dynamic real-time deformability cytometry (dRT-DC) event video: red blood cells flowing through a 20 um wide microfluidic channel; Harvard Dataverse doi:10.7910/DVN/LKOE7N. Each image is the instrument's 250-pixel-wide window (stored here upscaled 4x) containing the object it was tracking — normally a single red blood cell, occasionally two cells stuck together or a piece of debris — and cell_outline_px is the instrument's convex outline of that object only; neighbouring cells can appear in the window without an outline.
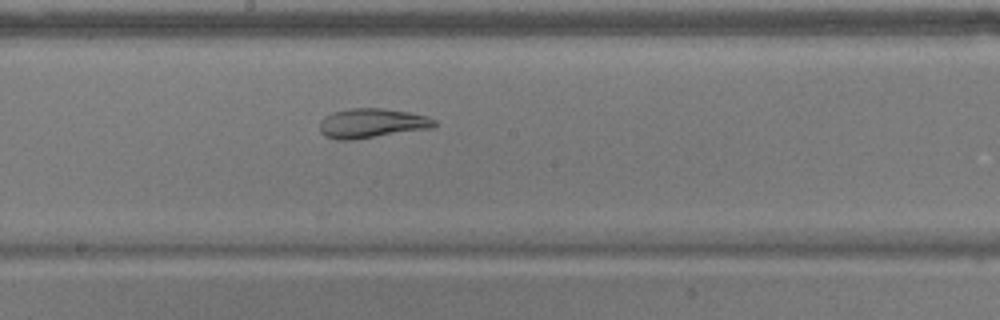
{"species": "common noctule bat (a hibernating species)", "species_latin": "Nyctalus noctula", "temperature_condition": "warm", "stored_images_in_passage": 47, "camera_frame_rate_fps": 3000, "um_per_image_px": 0.085, "animal": {"sex": "male", "body_mass_g": 17.9}, "frame": {"image": 1, "passage_image": 20, "time_ms": 6.333, "image_size_px": [1000, 320], "cell_outline_px": [[436, 124], [432, 128], [352, 140], [336, 140], [324, 136], [320, 132], [320, 120], [324, 116], [332, 112], [352, 108], [384, 108], [408, 112], [428, 116], [436, 120]], "centroid_in_image_um": [31.58, 10.47], "position_along_channel_um": 216.6, "area_um2": 19.88}}
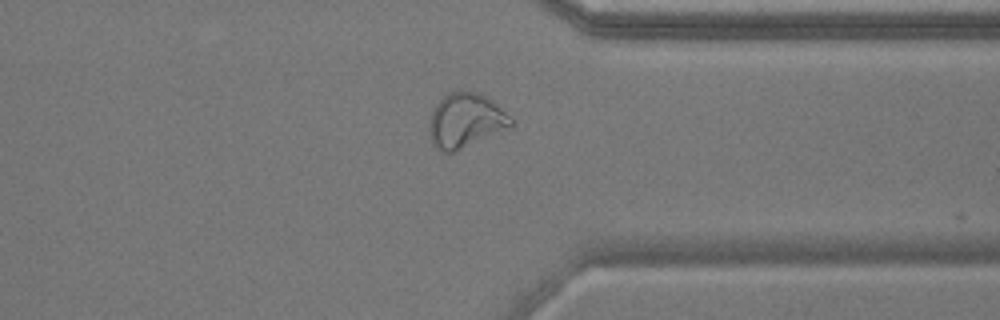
{"frame": {"image": 2, "passage_image": 33, "time_ms": 10.667, "image_size_px": [1000, 320], "cell_outline_px": [[512, 124], [508, 128], [452, 152], [444, 152], [432, 144], [428, 128], [432, 108], [448, 92], [460, 88], [476, 92], [492, 100], [512, 120]], "centroid_in_image_um": [39.51, 10.2], "position_along_channel_um": 371.9, "area_um2": 25.66}}
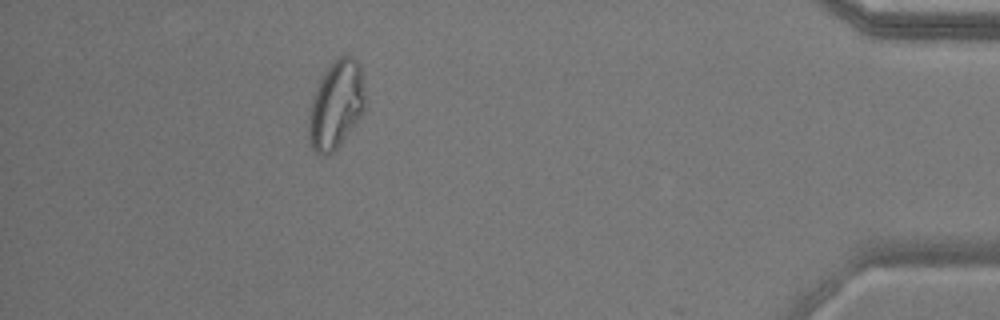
{"frame": {"image": 3, "passage_image": 40, "time_ms": 13.0, "image_size_px": [1000, 320], "cell_outline_px": [[364, 112], [336, 148], [332, 152], [324, 156], [316, 152], [312, 148], [308, 140], [308, 112], [316, 88], [324, 72], [332, 60], [336, 56], [344, 52], [352, 56], [360, 64], [364, 92]], "centroid_in_image_um": [28.55, 8.85], "position_along_channel_um": 406.7, "area_um2": 29.07}, "authors_computed_cell_mechanics": {"area_um2": 23.8714, "velocity_mm_per_s": 3.6545, "shape_relaxation_time_tau1_ms": null, "shape_relaxation_time_tau2_ms": 1.7396, "deformation_change_tau1": null, "deformation_change_tau2": 0.0377}}